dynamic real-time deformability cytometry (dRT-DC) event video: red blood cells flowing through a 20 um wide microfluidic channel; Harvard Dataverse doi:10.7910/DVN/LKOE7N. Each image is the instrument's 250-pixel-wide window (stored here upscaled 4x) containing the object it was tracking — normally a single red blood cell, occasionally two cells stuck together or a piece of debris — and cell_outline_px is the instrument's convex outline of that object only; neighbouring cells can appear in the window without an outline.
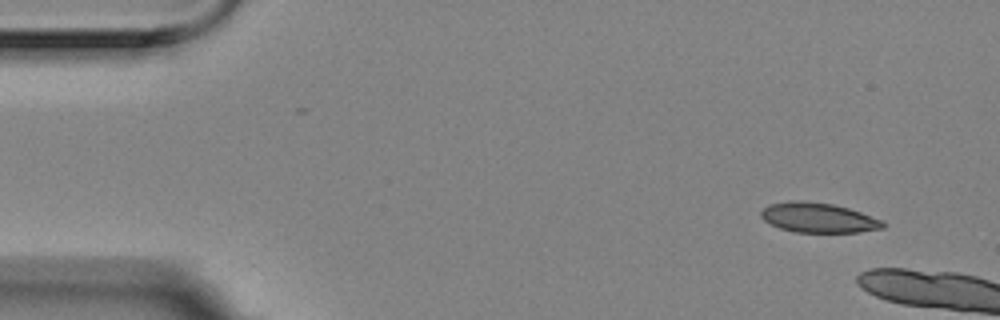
{"species": "Egyptian fruit bat (a non-hibernating species)", "species_latin": "Rousettus aegyptiacus", "temperature_condition": "room temperature", "stored_images_in_passage": 2, "camera_frame_rate_fps": 3000, "um_per_image_px": 0.085, "animal": {"sex": "female"}, "frame": {"image": 1, "passage_image": 1, "time_ms": 0.0, "image_size_px": [1000, 320], "cell_outline_px": [[884, 228], [860, 232], [792, 232], [780, 228], [764, 220], [760, 216], [760, 212], [768, 204], [792, 200], [800, 200], [832, 204], [848, 208], [860, 212], [880, 220], [884, 224]], "centroid_in_image_um": [69.51, 18.5], "position_along_channel_um": 15.5, "area_um2": 21.04}}